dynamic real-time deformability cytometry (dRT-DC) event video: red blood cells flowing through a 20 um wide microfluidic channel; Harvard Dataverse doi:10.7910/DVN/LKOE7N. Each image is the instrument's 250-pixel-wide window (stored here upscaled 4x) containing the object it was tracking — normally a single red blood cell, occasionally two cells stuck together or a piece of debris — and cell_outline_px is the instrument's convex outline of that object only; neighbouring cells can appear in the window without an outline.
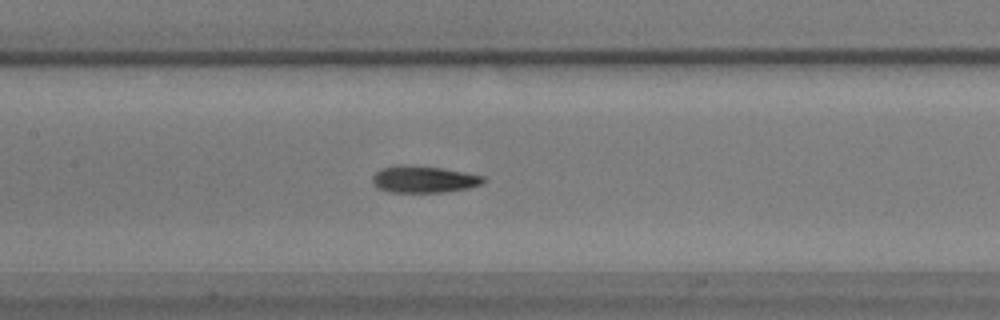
{"species": "common noctule bat (a hibernating species)", "species_latin": "Nyctalus noctula", "temperature_condition": "warm", "stored_images_in_passage": 56, "camera_frame_rate_fps": 3000, "um_per_image_px": 0.085, "animal": {"sex": "male", "body_mass_g": 17.9}, "frame": {"image": 1, "passage_image": 26, "time_ms": 8.333, "image_size_px": [1000, 320], "cell_outline_px": [[488, 180], [480, 184], [468, 188], [444, 192], [392, 192], [376, 188], [372, 180], [372, 176], [380, 168], [400, 164], [404, 164], [440, 168], [464, 172], [484, 176]], "centroid_in_image_um": [36.0, 15.23], "position_along_channel_um": 171.4, "area_um2": 17.4}}
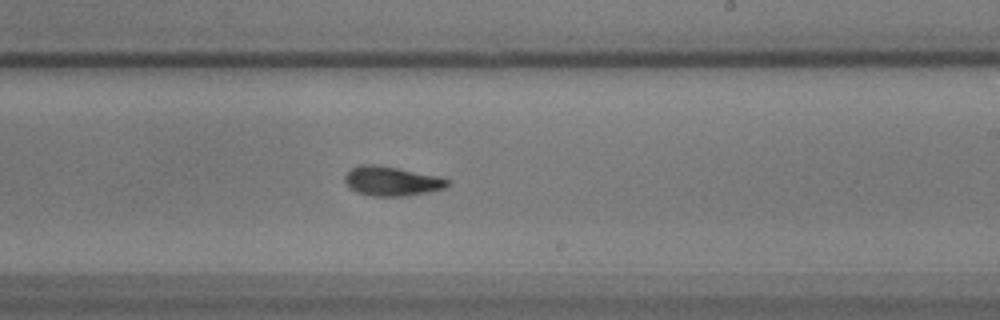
{"frame": {"image": 2, "passage_image": 33, "time_ms": 10.667, "image_size_px": [1000, 320], "cell_outline_px": [[448, 184], [444, 188], [428, 192], [404, 196], [372, 196], [356, 192], [344, 180], [344, 176], [352, 168], [360, 164], [376, 164], [436, 176], [448, 180]], "centroid_in_image_um": [33.25, 15.4], "position_along_channel_um": 255.8, "area_um2": 17.22}}
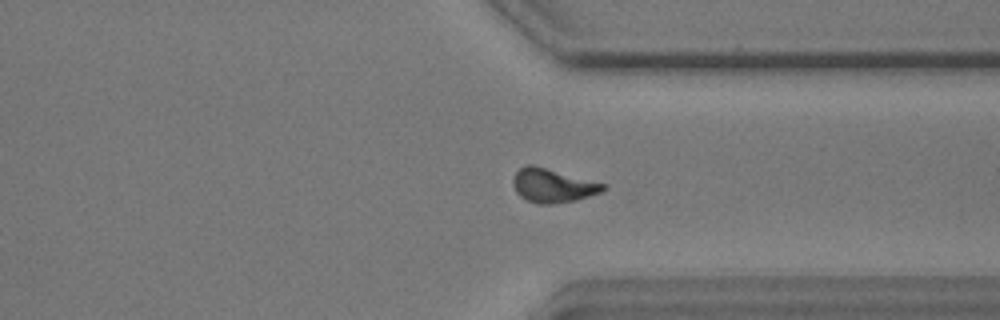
{"frame": {"image": 3, "passage_image": 42, "time_ms": 13.667, "image_size_px": [1000, 320], "cell_outline_px": [[608, 188], [600, 192], [576, 200], [552, 204], [540, 204], [528, 200], [520, 196], [516, 192], [512, 184], [516, 172], [520, 168], [528, 164], [532, 164], [608, 184]], "centroid_in_image_um": [47.01, 15.76], "position_along_channel_um": 364.4, "area_um2": 17.74}, "authors_computed_cell_mechanics": {"area_um2": 17.1088, "velocity_mm_per_s": 3.626, "shape_relaxation_time_tau1_ms": 3.2745, "shape_relaxation_time_tau2_ms": 2.3779, "deformation_change_tau1": 0.1961, "deformation_change_tau2": 0.0971}}